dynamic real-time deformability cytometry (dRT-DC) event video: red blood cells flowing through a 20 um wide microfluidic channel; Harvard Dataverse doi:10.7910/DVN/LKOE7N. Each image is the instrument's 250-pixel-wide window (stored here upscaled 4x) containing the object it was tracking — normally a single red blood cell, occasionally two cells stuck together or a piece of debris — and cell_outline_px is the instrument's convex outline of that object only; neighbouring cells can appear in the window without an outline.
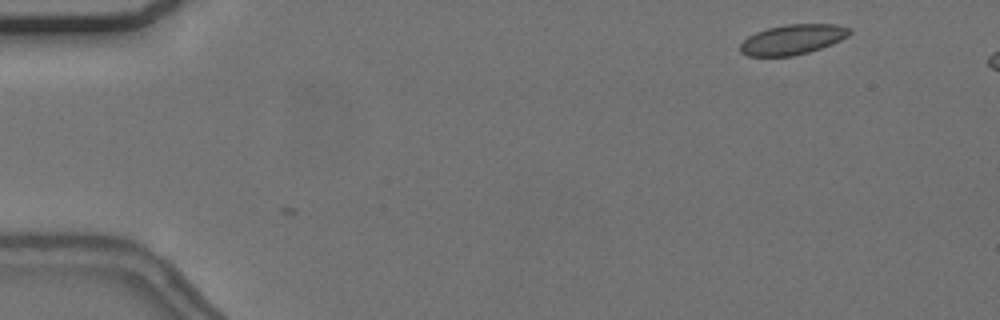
{"species": "common noctule bat (a hibernating species)", "species_latin": "Nyctalus noctula", "temperature_condition": "cold", "stored_images_in_passage": 3, "camera_frame_rate_fps": 3000, "um_per_image_px": 0.085, "animal": {"sex": "female", "body_mass_g": 24.6, "forearm_length_mm": 56.2}, "frame": {"image": 1, "passage_image": 3, "time_ms": 0.667, "image_size_px": [1000, 320], "cell_outline_px": [[852, 32], [848, 36], [832, 44], [808, 52], [792, 56], [748, 56], [740, 52], [740, 44], [748, 36], [756, 32], [768, 28], [784, 24], [836, 24], [852, 28]], "centroid_in_image_um": [67.38, 3.35], "position_along_channel_um": 17.6, "area_um2": 19.19}}